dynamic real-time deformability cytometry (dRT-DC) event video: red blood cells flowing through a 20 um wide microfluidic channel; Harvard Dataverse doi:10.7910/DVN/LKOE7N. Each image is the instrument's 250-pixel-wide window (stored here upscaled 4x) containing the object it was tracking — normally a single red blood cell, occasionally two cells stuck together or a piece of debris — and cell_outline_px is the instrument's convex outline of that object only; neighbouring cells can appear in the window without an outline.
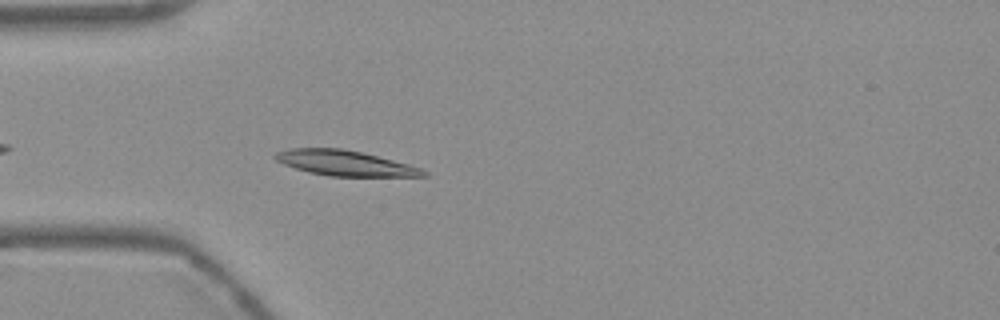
{"species": "Egyptian fruit bat (a non-hibernating species)", "species_latin": "Rousettus aegyptiacus", "temperature_condition": "warm", "stored_images_in_passage": 42, "camera_frame_rate_fps": 3000, "um_per_image_px": 0.085, "frame": {"image": 1, "passage_image": 4, "time_ms": 1.0, "image_size_px": [1000, 320], "cell_outline_px": [[428, 176], [328, 176], [308, 172], [284, 164], [276, 160], [272, 156], [276, 152], [288, 148], [340, 148], [360, 152], [408, 164], [420, 168], [428, 172]], "centroid_in_image_um": [29.28, 13.86], "position_along_channel_um": 55.7, "area_um2": 21.62}}
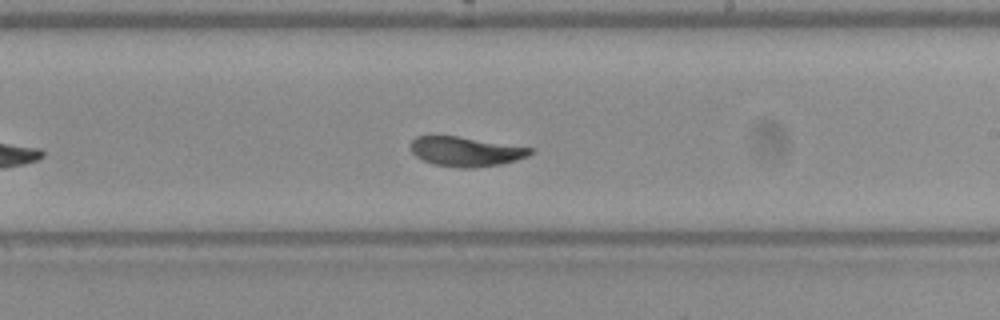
{"frame": {"image": 2, "passage_image": 20, "time_ms": 6.333, "image_size_px": [1000, 320], "cell_outline_px": [[532, 152], [528, 156], [516, 160], [500, 164], [472, 168], [460, 168], [432, 164], [416, 156], [412, 152], [412, 140], [416, 136], [456, 136], [532, 148]], "centroid_in_image_um": [39.58, 12.89], "position_along_channel_um": 249.4, "area_um2": 20.29}}
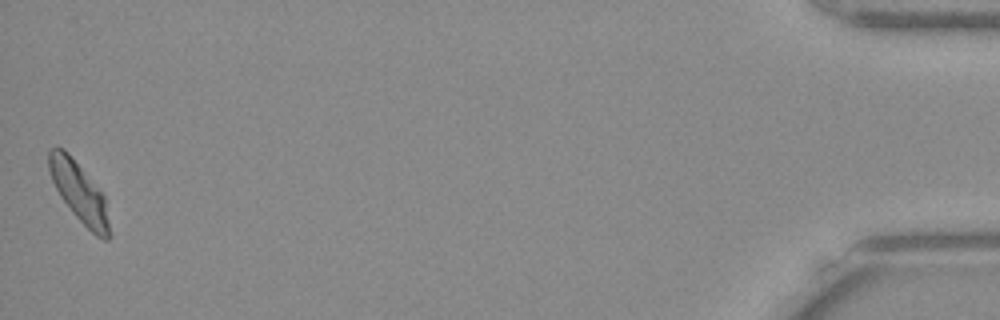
{"frame": {"image": 3, "passage_image": 42, "time_ms": 13.667, "image_size_px": [1000, 320], "cell_outline_px": [[112, 236], [108, 240], [104, 240], [96, 236], [72, 212], [60, 196], [52, 180], [48, 168], [48, 152], [52, 148], [64, 148], [68, 152], [104, 196]], "centroid_in_image_um": [6.74, 16.37], "position_along_channel_um": 428.5, "area_um2": 20.75}, "authors_computed_cell_mechanics": {"area_um2": 20.9525, "velocity_mm_per_s": 3.7459, "shape_relaxation_time_tau1_ms": 3.915, "shape_relaxation_time_tau2_ms": 0.8998, "deformation_change_tau1": 0.1652, "deformation_change_tau2": 0.0558}}